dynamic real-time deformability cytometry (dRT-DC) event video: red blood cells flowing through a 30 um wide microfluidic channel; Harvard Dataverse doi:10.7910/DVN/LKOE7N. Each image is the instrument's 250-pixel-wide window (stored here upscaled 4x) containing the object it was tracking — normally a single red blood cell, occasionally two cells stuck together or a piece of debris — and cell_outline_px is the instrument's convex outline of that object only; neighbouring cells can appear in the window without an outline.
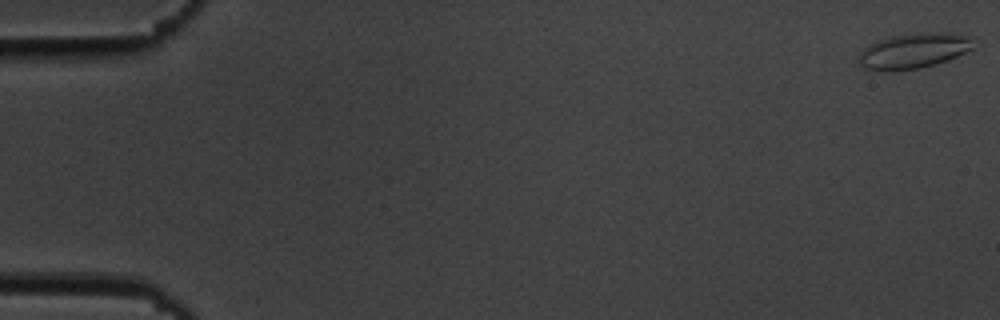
{"species": "common noctule bat (a hibernating species)", "species_latin": "Nyctalus noctula", "temperature_condition": "cold", "stored_images_in_passage": 56, "camera_frame_rate_fps": 3000, "um_per_image_px": 0.085, "animal": {"sex": "male", "body_mass_g": 19.5, "forearm_length_mm": 54.6}, "frame": {"image": 1, "passage_image": 1, "time_ms": 0.0, "image_size_px": [1000, 320], "cell_outline_px": [[976, 48], [948, 60], [920, 68], [892, 72], [864, 68], [860, 64], [860, 52], [868, 44], [892, 36], [916, 32], [948, 32], [968, 36]], "centroid_in_image_um": [77.68, 4.31], "position_along_channel_um": 7.3, "area_um2": 23.76}}
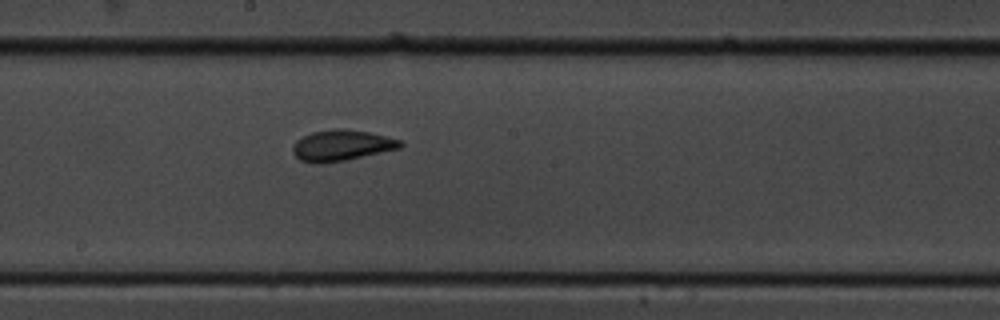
{"frame": {"image": 2, "passage_image": 31, "time_ms": 10.0, "image_size_px": [1000, 320], "cell_outline_px": [[404, 144], [400, 148], [344, 160], [320, 164], [316, 164], [300, 160], [292, 152], [292, 148], [296, 140], [312, 132], [332, 128], [344, 128], [368, 132], [388, 136], [400, 140]], "centroid_in_image_um": [29.02, 12.35], "position_along_channel_um": 219.2, "area_um2": 19.36}}
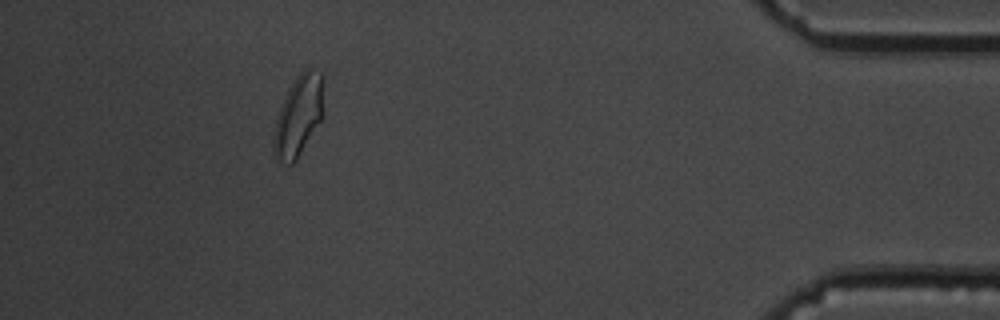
{"frame": {"image": 3, "passage_image": 51, "time_ms": 16.667, "image_size_px": [1000, 320], "cell_outline_px": [[324, 116], [296, 160], [292, 164], [288, 164], [276, 160], [272, 144], [272, 136], [276, 120], [280, 108], [288, 88], [296, 76], [304, 68], [312, 68], [320, 72], [324, 76]], "centroid_in_image_um": [25.4, 9.8], "position_along_channel_um": 409.8, "area_um2": 24.1}, "authors_computed_cell_mechanics": {"area_um2": 19.5653, "velocity_mm_per_s": 3.6362, "shape_relaxation_time_tau1_ms": null, "shape_relaxation_time_tau2_ms": 1.2699, "deformation_change_tau1": null, "deformation_change_tau2": 0.0784}}